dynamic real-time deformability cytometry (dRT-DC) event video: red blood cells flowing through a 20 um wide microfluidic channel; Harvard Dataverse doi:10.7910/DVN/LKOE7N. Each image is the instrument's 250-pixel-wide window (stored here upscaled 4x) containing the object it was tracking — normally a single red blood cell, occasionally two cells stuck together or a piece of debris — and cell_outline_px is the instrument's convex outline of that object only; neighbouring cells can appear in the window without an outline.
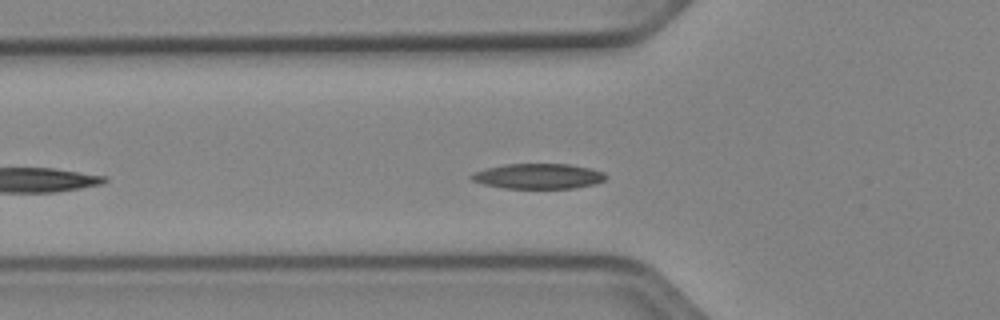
{"species": "Egyptian fruit bat (a non-hibernating species)", "species_latin": "Rousettus aegyptiacus", "temperature_condition": "cold", "stored_images_in_passage": 39, "camera_frame_rate_fps": 3000, "um_per_image_px": 0.085, "animal": {"sex": "female"}, "frame": {"image": 1, "passage_image": 7, "time_ms": 2.0, "image_size_px": [1000, 320], "cell_outline_px": [[608, 176], [604, 180], [596, 184], [572, 188], [504, 188], [484, 184], [472, 180], [468, 176], [472, 172], [484, 168], [504, 164], [568, 164], [592, 168], [604, 172]], "centroid_in_image_um": [45.75, 14.97], "position_along_channel_um": 80.1, "area_um2": 19.94}}
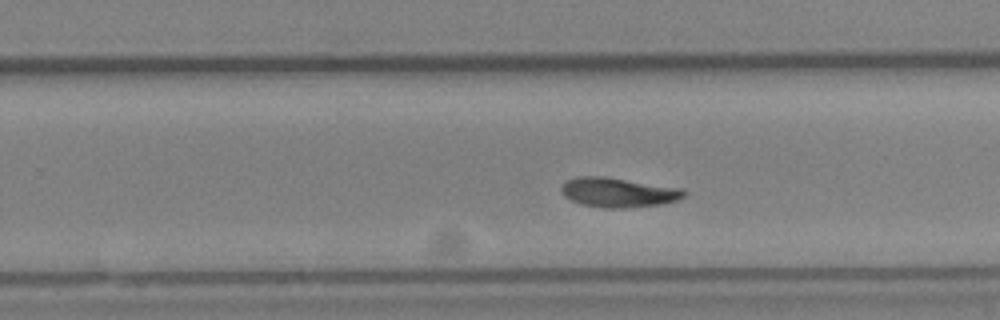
{"frame": {"image": 2, "passage_image": 19, "time_ms": 6.0, "image_size_px": [1000, 320], "cell_outline_px": [[688, 192], [684, 196], [676, 200], [664, 204], [620, 208], [604, 208], [580, 204], [564, 196], [560, 192], [560, 184], [564, 180], [576, 176], [604, 176], [684, 188]], "centroid_in_image_um": [52.52, 16.34], "position_along_channel_um": 277.3, "area_um2": 21.56}}
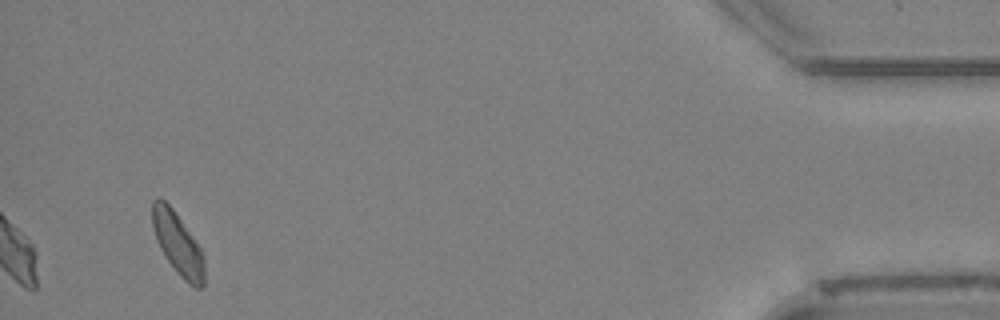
{"frame": {"image": 3, "passage_image": 39, "time_ms": 12.667, "image_size_px": [1000, 320], "cell_outline_px": [[204, 284], [200, 288], [196, 288], [188, 284], [176, 272], [164, 256], [156, 240], [152, 224], [152, 200], [164, 200], [172, 208], [200, 248], [204, 256]], "centroid_in_image_um": [15.11, 20.77], "position_along_channel_um": 420.1, "area_um2": 18.61}, "authors_computed_cell_mechanics": {"area_um2": 19.941, "velocity_mm_per_s": 3.8842, "shape_relaxation_time_tau1_ms": null, "shape_relaxation_time_tau2_ms": 4.7507, "deformation_change_tau1": null, "deformation_change_tau2": 0.1274}}